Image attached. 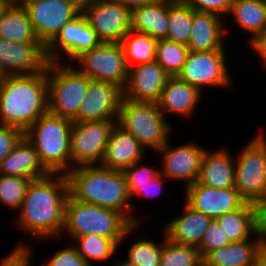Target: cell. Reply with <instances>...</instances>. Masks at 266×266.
<instances>
[{"label":"cell","instance_id":"1","mask_svg":"<svg viewBox=\"0 0 266 266\" xmlns=\"http://www.w3.org/2000/svg\"><path fill=\"white\" fill-rule=\"evenodd\" d=\"M68 195L66 174L50 173L31 180L14 225L35 240L61 238Z\"/></svg>","mask_w":266,"mask_h":266},{"label":"cell","instance_id":"2","mask_svg":"<svg viewBox=\"0 0 266 266\" xmlns=\"http://www.w3.org/2000/svg\"><path fill=\"white\" fill-rule=\"evenodd\" d=\"M47 112V68L34 74L0 76V124L25 132Z\"/></svg>","mask_w":266,"mask_h":266},{"label":"cell","instance_id":"3","mask_svg":"<svg viewBox=\"0 0 266 266\" xmlns=\"http://www.w3.org/2000/svg\"><path fill=\"white\" fill-rule=\"evenodd\" d=\"M66 176L73 199L116 210L132 224L140 222L130 215L134 207L123 171L100 165H80L73 167Z\"/></svg>","mask_w":266,"mask_h":266},{"label":"cell","instance_id":"4","mask_svg":"<svg viewBox=\"0 0 266 266\" xmlns=\"http://www.w3.org/2000/svg\"><path fill=\"white\" fill-rule=\"evenodd\" d=\"M142 222L132 224L122 213L67 197L64 226L60 236L67 233L73 241L76 237L96 234L112 239L118 246L125 238L138 230Z\"/></svg>","mask_w":266,"mask_h":266},{"label":"cell","instance_id":"5","mask_svg":"<svg viewBox=\"0 0 266 266\" xmlns=\"http://www.w3.org/2000/svg\"><path fill=\"white\" fill-rule=\"evenodd\" d=\"M72 125V120L48 111L24 132L50 173L67 174L71 170Z\"/></svg>","mask_w":266,"mask_h":266},{"label":"cell","instance_id":"6","mask_svg":"<svg viewBox=\"0 0 266 266\" xmlns=\"http://www.w3.org/2000/svg\"><path fill=\"white\" fill-rule=\"evenodd\" d=\"M117 125L130 133L144 148L155 153L170 139L172 126L154 102H135L123 98Z\"/></svg>","mask_w":266,"mask_h":266},{"label":"cell","instance_id":"7","mask_svg":"<svg viewBox=\"0 0 266 266\" xmlns=\"http://www.w3.org/2000/svg\"><path fill=\"white\" fill-rule=\"evenodd\" d=\"M71 64L68 61L66 64L49 62L47 65L48 111L73 120L91 80Z\"/></svg>","mask_w":266,"mask_h":266},{"label":"cell","instance_id":"8","mask_svg":"<svg viewBox=\"0 0 266 266\" xmlns=\"http://www.w3.org/2000/svg\"><path fill=\"white\" fill-rule=\"evenodd\" d=\"M266 132H257L235 160V185L240 198L261 206L266 198Z\"/></svg>","mask_w":266,"mask_h":266},{"label":"cell","instance_id":"9","mask_svg":"<svg viewBox=\"0 0 266 266\" xmlns=\"http://www.w3.org/2000/svg\"><path fill=\"white\" fill-rule=\"evenodd\" d=\"M226 50L189 51L178 78L195 86L202 94L203 88H228L232 76L227 66Z\"/></svg>","mask_w":266,"mask_h":266},{"label":"cell","instance_id":"10","mask_svg":"<svg viewBox=\"0 0 266 266\" xmlns=\"http://www.w3.org/2000/svg\"><path fill=\"white\" fill-rule=\"evenodd\" d=\"M77 68L90 80L108 81L124 88L129 68L120 43L101 42L75 60Z\"/></svg>","mask_w":266,"mask_h":266},{"label":"cell","instance_id":"11","mask_svg":"<svg viewBox=\"0 0 266 266\" xmlns=\"http://www.w3.org/2000/svg\"><path fill=\"white\" fill-rule=\"evenodd\" d=\"M117 121L73 123L70 134L71 169L80 165H100Z\"/></svg>","mask_w":266,"mask_h":266},{"label":"cell","instance_id":"12","mask_svg":"<svg viewBox=\"0 0 266 266\" xmlns=\"http://www.w3.org/2000/svg\"><path fill=\"white\" fill-rule=\"evenodd\" d=\"M100 43L96 31L89 25L86 17L81 12L76 18L67 22L46 46V56L49 62L66 64L67 59L62 61L65 57H69V61L73 62Z\"/></svg>","mask_w":266,"mask_h":266},{"label":"cell","instance_id":"13","mask_svg":"<svg viewBox=\"0 0 266 266\" xmlns=\"http://www.w3.org/2000/svg\"><path fill=\"white\" fill-rule=\"evenodd\" d=\"M26 10L39 40L47 46L69 21L82 11L62 0H18Z\"/></svg>","mask_w":266,"mask_h":266},{"label":"cell","instance_id":"14","mask_svg":"<svg viewBox=\"0 0 266 266\" xmlns=\"http://www.w3.org/2000/svg\"><path fill=\"white\" fill-rule=\"evenodd\" d=\"M82 13L101 42L120 43L131 30V12L114 0L85 3Z\"/></svg>","mask_w":266,"mask_h":266},{"label":"cell","instance_id":"15","mask_svg":"<svg viewBox=\"0 0 266 266\" xmlns=\"http://www.w3.org/2000/svg\"><path fill=\"white\" fill-rule=\"evenodd\" d=\"M123 88L108 81L91 80L73 123L117 121Z\"/></svg>","mask_w":266,"mask_h":266},{"label":"cell","instance_id":"16","mask_svg":"<svg viewBox=\"0 0 266 266\" xmlns=\"http://www.w3.org/2000/svg\"><path fill=\"white\" fill-rule=\"evenodd\" d=\"M169 140L157 154L160 153V173L168 180L184 182V188L197 182L204 152L208 148L199 146L198 143H182L181 146H172Z\"/></svg>","mask_w":266,"mask_h":266},{"label":"cell","instance_id":"17","mask_svg":"<svg viewBox=\"0 0 266 266\" xmlns=\"http://www.w3.org/2000/svg\"><path fill=\"white\" fill-rule=\"evenodd\" d=\"M184 189L185 202L211 219L239 209L245 203L235 187L213 188L195 182Z\"/></svg>","mask_w":266,"mask_h":266},{"label":"cell","instance_id":"18","mask_svg":"<svg viewBox=\"0 0 266 266\" xmlns=\"http://www.w3.org/2000/svg\"><path fill=\"white\" fill-rule=\"evenodd\" d=\"M169 77L156 61L131 67L123 88V98L157 103Z\"/></svg>","mask_w":266,"mask_h":266},{"label":"cell","instance_id":"19","mask_svg":"<svg viewBox=\"0 0 266 266\" xmlns=\"http://www.w3.org/2000/svg\"><path fill=\"white\" fill-rule=\"evenodd\" d=\"M145 148L128 132L117 124L112 129L100 166L116 171H124L136 162L143 161Z\"/></svg>","mask_w":266,"mask_h":266},{"label":"cell","instance_id":"20","mask_svg":"<svg viewBox=\"0 0 266 266\" xmlns=\"http://www.w3.org/2000/svg\"><path fill=\"white\" fill-rule=\"evenodd\" d=\"M224 19L215 13L193 10V25L187 45L189 51L225 50L224 39L228 30L223 24Z\"/></svg>","mask_w":266,"mask_h":266},{"label":"cell","instance_id":"21","mask_svg":"<svg viewBox=\"0 0 266 266\" xmlns=\"http://www.w3.org/2000/svg\"><path fill=\"white\" fill-rule=\"evenodd\" d=\"M202 96L195 86L180 80L177 76L169 77L157 104L166 117V114L174 113L185 119L194 116L193 113H196L194 111Z\"/></svg>","mask_w":266,"mask_h":266},{"label":"cell","instance_id":"22","mask_svg":"<svg viewBox=\"0 0 266 266\" xmlns=\"http://www.w3.org/2000/svg\"><path fill=\"white\" fill-rule=\"evenodd\" d=\"M212 219L190 207L185 201L181 215L164 227L166 238L176 244L198 247Z\"/></svg>","mask_w":266,"mask_h":266},{"label":"cell","instance_id":"23","mask_svg":"<svg viewBox=\"0 0 266 266\" xmlns=\"http://www.w3.org/2000/svg\"><path fill=\"white\" fill-rule=\"evenodd\" d=\"M0 174L34 180L50 172L41 163L35 147L23 136L0 163Z\"/></svg>","mask_w":266,"mask_h":266},{"label":"cell","instance_id":"24","mask_svg":"<svg viewBox=\"0 0 266 266\" xmlns=\"http://www.w3.org/2000/svg\"><path fill=\"white\" fill-rule=\"evenodd\" d=\"M228 148L205 150L197 182L213 188L226 189L235 185V160Z\"/></svg>","mask_w":266,"mask_h":266},{"label":"cell","instance_id":"25","mask_svg":"<svg viewBox=\"0 0 266 266\" xmlns=\"http://www.w3.org/2000/svg\"><path fill=\"white\" fill-rule=\"evenodd\" d=\"M48 63L43 43L8 41L6 75L39 73L46 70Z\"/></svg>","mask_w":266,"mask_h":266},{"label":"cell","instance_id":"26","mask_svg":"<svg viewBox=\"0 0 266 266\" xmlns=\"http://www.w3.org/2000/svg\"><path fill=\"white\" fill-rule=\"evenodd\" d=\"M261 250L260 235L257 233L253 238L230 242L225 247L210 251L203 258V265L251 266Z\"/></svg>","mask_w":266,"mask_h":266},{"label":"cell","instance_id":"27","mask_svg":"<svg viewBox=\"0 0 266 266\" xmlns=\"http://www.w3.org/2000/svg\"><path fill=\"white\" fill-rule=\"evenodd\" d=\"M0 38L17 43H42L18 0H13L0 17Z\"/></svg>","mask_w":266,"mask_h":266},{"label":"cell","instance_id":"28","mask_svg":"<svg viewBox=\"0 0 266 266\" xmlns=\"http://www.w3.org/2000/svg\"><path fill=\"white\" fill-rule=\"evenodd\" d=\"M175 0H160L131 12V30L147 33L153 38L165 39L168 32V7Z\"/></svg>","mask_w":266,"mask_h":266},{"label":"cell","instance_id":"29","mask_svg":"<svg viewBox=\"0 0 266 266\" xmlns=\"http://www.w3.org/2000/svg\"><path fill=\"white\" fill-rule=\"evenodd\" d=\"M215 220L231 242L250 239L258 233V207L253 204L244 203Z\"/></svg>","mask_w":266,"mask_h":266},{"label":"cell","instance_id":"30","mask_svg":"<svg viewBox=\"0 0 266 266\" xmlns=\"http://www.w3.org/2000/svg\"><path fill=\"white\" fill-rule=\"evenodd\" d=\"M229 15L230 24L250 33L248 43L266 30V0H234Z\"/></svg>","mask_w":266,"mask_h":266},{"label":"cell","instance_id":"31","mask_svg":"<svg viewBox=\"0 0 266 266\" xmlns=\"http://www.w3.org/2000/svg\"><path fill=\"white\" fill-rule=\"evenodd\" d=\"M157 39L130 30L120 41L128 68L155 61Z\"/></svg>","mask_w":266,"mask_h":266},{"label":"cell","instance_id":"32","mask_svg":"<svg viewBox=\"0 0 266 266\" xmlns=\"http://www.w3.org/2000/svg\"><path fill=\"white\" fill-rule=\"evenodd\" d=\"M193 25V9L183 0L168 7V32L165 40L188 45Z\"/></svg>","mask_w":266,"mask_h":266},{"label":"cell","instance_id":"33","mask_svg":"<svg viewBox=\"0 0 266 266\" xmlns=\"http://www.w3.org/2000/svg\"><path fill=\"white\" fill-rule=\"evenodd\" d=\"M73 244L78 253L90 265L94 266L95 261H108L115 255L119 246L109 238H105L96 234H88L76 237Z\"/></svg>","mask_w":266,"mask_h":266},{"label":"cell","instance_id":"34","mask_svg":"<svg viewBox=\"0 0 266 266\" xmlns=\"http://www.w3.org/2000/svg\"><path fill=\"white\" fill-rule=\"evenodd\" d=\"M163 239L160 266H202L203 258L197 247L191 245L176 244L166 238Z\"/></svg>","mask_w":266,"mask_h":266},{"label":"cell","instance_id":"35","mask_svg":"<svg viewBox=\"0 0 266 266\" xmlns=\"http://www.w3.org/2000/svg\"><path fill=\"white\" fill-rule=\"evenodd\" d=\"M188 53V47L183 44L159 39L156 44L155 61L170 77H175L181 72Z\"/></svg>","mask_w":266,"mask_h":266},{"label":"cell","instance_id":"36","mask_svg":"<svg viewBox=\"0 0 266 266\" xmlns=\"http://www.w3.org/2000/svg\"><path fill=\"white\" fill-rule=\"evenodd\" d=\"M141 237V238H140ZM163 240L158 243L139 235L128 249L127 259L136 266H160Z\"/></svg>","mask_w":266,"mask_h":266},{"label":"cell","instance_id":"37","mask_svg":"<svg viewBox=\"0 0 266 266\" xmlns=\"http://www.w3.org/2000/svg\"><path fill=\"white\" fill-rule=\"evenodd\" d=\"M32 179L0 174V204L19 210Z\"/></svg>","mask_w":266,"mask_h":266},{"label":"cell","instance_id":"38","mask_svg":"<svg viewBox=\"0 0 266 266\" xmlns=\"http://www.w3.org/2000/svg\"><path fill=\"white\" fill-rule=\"evenodd\" d=\"M142 162L143 161L136 162L123 171L130 196H132L139 187L152 182V180L160 174L159 169L156 170L153 167H146L142 165Z\"/></svg>","mask_w":266,"mask_h":266},{"label":"cell","instance_id":"39","mask_svg":"<svg viewBox=\"0 0 266 266\" xmlns=\"http://www.w3.org/2000/svg\"><path fill=\"white\" fill-rule=\"evenodd\" d=\"M230 242L222 227L219 226L215 219H212L197 249L201 257L204 258L210 251L225 247Z\"/></svg>","mask_w":266,"mask_h":266},{"label":"cell","instance_id":"40","mask_svg":"<svg viewBox=\"0 0 266 266\" xmlns=\"http://www.w3.org/2000/svg\"><path fill=\"white\" fill-rule=\"evenodd\" d=\"M48 260L43 266H90L73 244L56 251Z\"/></svg>","mask_w":266,"mask_h":266},{"label":"cell","instance_id":"41","mask_svg":"<svg viewBox=\"0 0 266 266\" xmlns=\"http://www.w3.org/2000/svg\"><path fill=\"white\" fill-rule=\"evenodd\" d=\"M194 11L215 13L221 17L229 16L234 0H183Z\"/></svg>","mask_w":266,"mask_h":266},{"label":"cell","instance_id":"42","mask_svg":"<svg viewBox=\"0 0 266 266\" xmlns=\"http://www.w3.org/2000/svg\"><path fill=\"white\" fill-rule=\"evenodd\" d=\"M4 258L0 259V266H30L33 263V249L27 243L18 242ZM27 244V245H26Z\"/></svg>","mask_w":266,"mask_h":266},{"label":"cell","instance_id":"43","mask_svg":"<svg viewBox=\"0 0 266 266\" xmlns=\"http://www.w3.org/2000/svg\"><path fill=\"white\" fill-rule=\"evenodd\" d=\"M24 136V132L16 127L0 124V163L13 150Z\"/></svg>","mask_w":266,"mask_h":266},{"label":"cell","instance_id":"44","mask_svg":"<svg viewBox=\"0 0 266 266\" xmlns=\"http://www.w3.org/2000/svg\"><path fill=\"white\" fill-rule=\"evenodd\" d=\"M167 181L168 179H166L161 173L155 177L152 182L139 187L131 196V201L132 198L137 195V196H141V197H147V198H153V197H157L159 196V194L164 191H162V187H163V183L165 182V180Z\"/></svg>","mask_w":266,"mask_h":266},{"label":"cell","instance_id":"45","mask_svg":"<svg viewBox=\"0 0 266 266\" xmlns=\"http://www.w3.org/2000/svg\"><path fill=\"white\" fill-rule=\"evenodd\" d=\"M249 46L261 58L263 68H266V30L250 41Z\"/></svg>","mask_w":266,"mask_h":266},{"label":"cell","instance_id":"46","mask_svg":"<svg viewBox=\"0 0 266 266\" xmlns=\"http://www.w3.org/2000/svg\"><path fill=\"white\" fill-rule=\"evenodd\" d=\"M258 233L262 249L266 250V209H258Z\"/></svg>","mask_w":266,"mask_h":266},{"label":"cell","instance_id":"47","mask_svg":"<svg viewBox=\"0 0 266 266\" xmlns=\"http://www.w3.org/2000/svg\"><path fill=\"white\" fill-rule=\"evenodd\" d=\"M114 1L120 3L127 10L132 12L133 10L139 7L157 3L160 0H114Z\"/></svg>","mask_w":266,"mask_h":266},{"label":"cell","instance_id":"48","mask_svg":"<svg viewBox=\"0 0 266 266\" xmlns=\"http://www.w3.org/2000/svg\"><path fill=\"white\" fill-rule=\"evenodd\" d=\"M8 41L0 38V76L6 75Z\"/></svg>","mask_w":266,"mask_h":266},{"label":"cell","instance_id":"49","mask_svg":"<svg viewBox=\"0 0 266 266\" xmlns=\"http://www.w3.org/2000/svg\"><path fill=\"white\" fill-rule=\"evenodd\" d=\"M251 266H266V250L262 249L255 257Z\"/></svg>","mask_w":266,"mask_h":266},{"label":"cell","instance_id":"50","mask_svg":"<svg viewBox=\"0 0 266 266\" xmlns=\"http://www.w3.org/2000/svg\"><path fill=\"white\" fill-rule=\"evenodd\" d=\"M13 0H0V17Z\"/></svg>","mask_w":266,"mask_h":266},{"label":"cell","instance_id":"51","mask_svg":"<svg viewBox=\"0 0 266 266\" xmlns=\"http://www.w3.org/2000/svg\"><path fill=\"white\" fill-rule=\"evenodd\" d=\"M115 263L116 264H114L112 266H136L134 263H131L127 259L122 260V261H118V262H115Z\"/></svg>","mask_w":266,"mask_h":266},{"label":"cell","instance_id":"52","mask_svg":"<svg viewBox=\"0 0 266 266\" xmlns=\"http://www.w3.org/2000/svg\"><path fill=\"white\" fill-rule=\"evenodd\" d=\"M62 1L73 3L82 11V8H83L84 4L80 0H62Z\"/></svg>","mask_w":266,"mask_h":266},{"label":"cell","instance_id":"53","mask_svg":"<svg viewBox=\"0 0 266 266\" xmlns=\"http://www.w3.org/2000/svg\"><path fill=\"white\" fill-rule=\"evenodd\" d=\"M258 209H266V198L263 201V203L261 204V206H258Z\"/></svg>","mask_w":266,"mask_h":266},{"label":"cell","instance_id":"54","mask_svg":"<svg viewBox=\"0 0 266 266\" xmlns=\"http://www.w3.org/2000/svg\"><path fill=\"white\" fill-rule=\"evenodd\" d=\"M83 4L94 1V0H80Z\"/></svg>","mask_w":266,"mask_h":266}]
</instances>
